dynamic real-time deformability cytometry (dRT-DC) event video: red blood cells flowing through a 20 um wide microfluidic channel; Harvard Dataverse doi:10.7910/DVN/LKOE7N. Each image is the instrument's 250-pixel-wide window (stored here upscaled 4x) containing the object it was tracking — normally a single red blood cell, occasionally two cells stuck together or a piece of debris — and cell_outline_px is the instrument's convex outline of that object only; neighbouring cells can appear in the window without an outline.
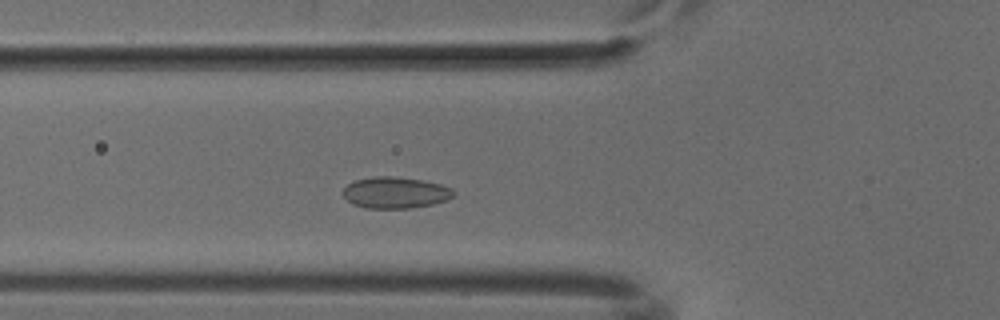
{"species": "common noctule bat (a hibernating species)", "species_latin": "Nyctalus noctula", "temperature_condition": "cold", "stored_images_in_passage": 45, "camera_frame_rate_fps": 3000, "um_per_image_px": 0.085, "animal": {"sex": "male", "body_mass_g": 18.8}, "frame": {"image": 1, "passage_image": 12, "time_ms": 3.667, "image_size_px": [1000, 320], "cell_outline_px": [[456, 192], [448, 200], [432, 204], [412, 208], [368, 208], [352, 204], [344, 196], [344, 188], [348, 184], [356, 180], [376, 176], [396, 176], [420, 180], [440, 184], [452, 188]], "centroid_in_image_um": [33.63, 16.37], "position_along_channel_um": 92.2, "area_um2": 20.11}}
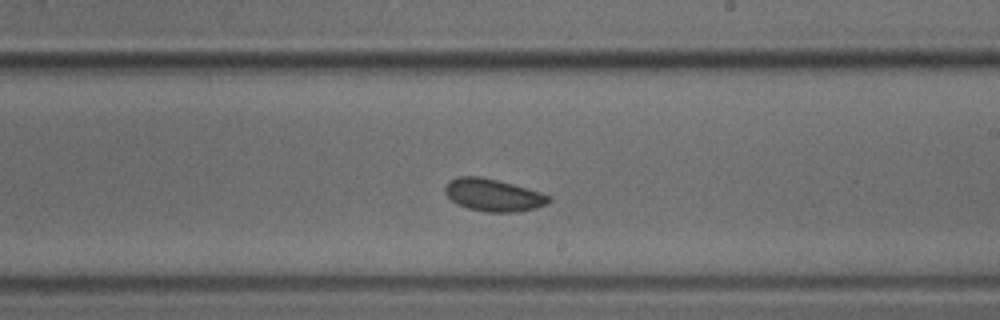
{"frame": {"image": 2, "passage_image": 24, "time_ms": 7.667, "image_size_px": [1000, 320], "cell_outline_px": [[552, 200], [548, 204], [536, 208], [516, 212], [484, 212], [468, 208], [452, 200], [444, 192], [444, 188], [448, 180], [456, 176], [480, 176], [512, 184], [540, 192], [552, 196]], "centroid_in_image_um": [41.94, 16.58], "position_along_channel_um": 247.1, "area_um2": 19.65}}
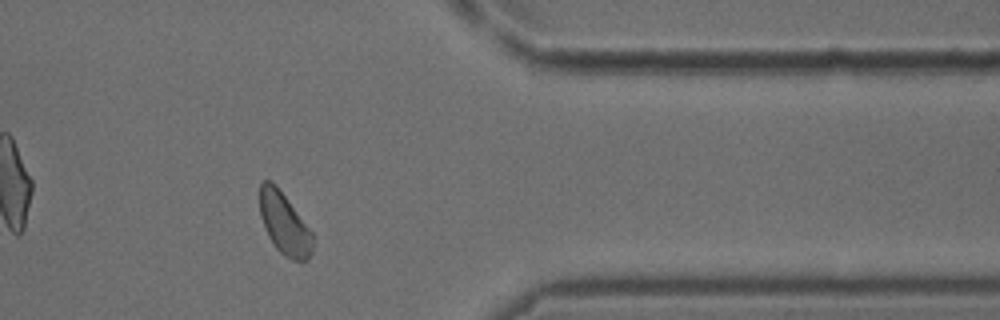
{"frame": {"image": 3, "passage_image": 36, "time_ms": 11.667, "image_size_px": [1000, 320], "cell_outline_px": [[312, 252], [300, 264], [284, 256], [272, 244], [268, 236], [260, 216], [260, 184], [264, 180], [268, 180], [276, 184], [312, 232]], "centroid_in_image_um": [24.15, 19.03], "position_along_channel_um": 387.2, "area_um2": 19.02}}